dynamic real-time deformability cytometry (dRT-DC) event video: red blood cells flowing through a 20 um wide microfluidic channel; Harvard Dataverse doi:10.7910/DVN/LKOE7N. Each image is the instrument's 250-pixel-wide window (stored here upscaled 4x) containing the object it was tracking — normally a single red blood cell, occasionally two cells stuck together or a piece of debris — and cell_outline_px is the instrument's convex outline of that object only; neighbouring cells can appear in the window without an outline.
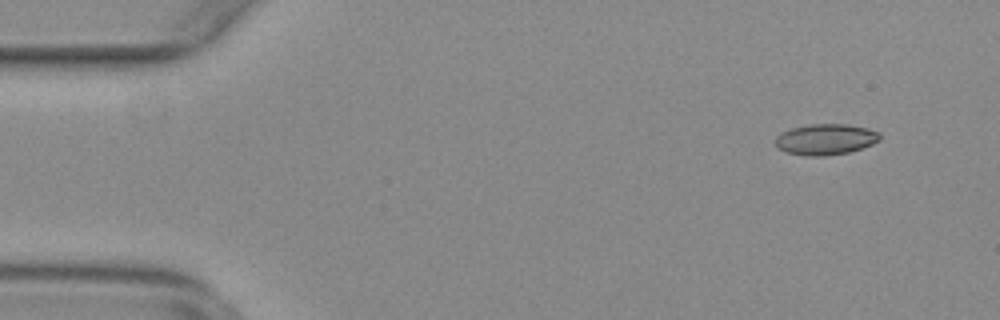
{"species": "common noctule bat (a hibernating species)", "species_latin": "Nyctalus noctula", "temperature_condition": "warm", "stored_images_in_passage": 53, "camera_frame_rate_fps": 3000, "um_per_image_px": 0.085, "animal": {"sex": "female", "body_mass_g": 29.2, "forearm_length_mm": 56.3}, "frame": {"image": 1, "passage_image": 5, "time_ms": 1.333, "image_size_px": [1000, 320], "cell_outline_px": [[880, 140], [872, 144], [848, 152], [824, 156], [808, 156], [784, 152], [776, 148], [776, 136], [780, 132], [792, 128], [808, 124], [848, 124], [868, 128], [880, 132]], "centroid_in_image_um": [70.15, 11.84], "position_along_channel_um": 14.8, "area_um2": 18.96}}
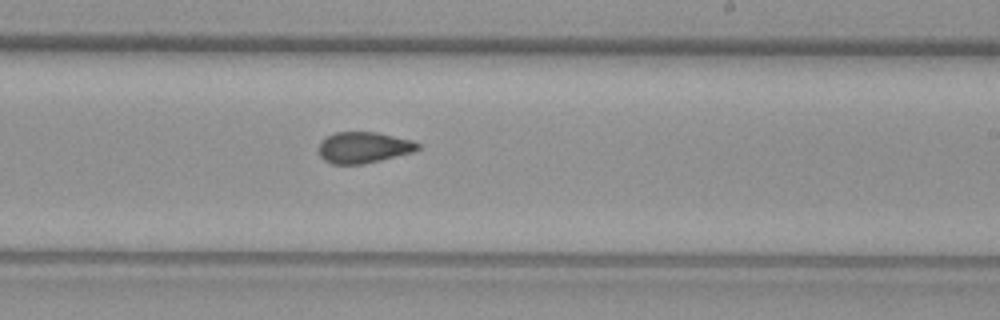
{"frame": {"image": 2, "passage_image": 33, "time_ms": 10.667, "image_size_px": [1000, 320], "cell_outline_px": [[420, 148], [412, 152], [364, 164], [332, 164], [324, 160], [320, 156], [320, 140], [336, 132], [376, 132], [412, 140], [420, 144]], "centroid_in_image_um": [30.9, 12.53], "position_along_channel_um": 258.1, "area_um2": 17.86}}
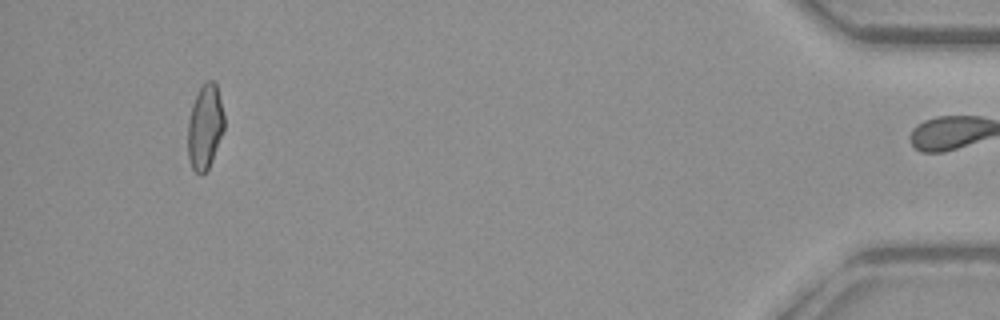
{"frame": {"image": 3, "passage_image": 52, "time_ms": 17.0, "image_size_px": [1000, 320], "cell_outline_px": [[224, 128], [212, 160], [208, 168], [200, 176], [192, 168], [188, 156], [188, 120], [196, 96], [200, 88], [208, 80], [212, 80], [216, 84], [224, 116]], "centroid_in_image_um": [17.42, 10.81], "position_along_channel_um": 417.8, "area_um2": 17.57}, "authors_computed_cell_mechanics": {"area_um2": 18.2648, "velocity_mm_per_s": 3.773, "shape_relaxation_time_tau1_ms": null, "shape_relaxation_time_tau2_ms": 1.7362, "deformation_change_tau1": null, "deformation_change_tau2": 0.0684}}